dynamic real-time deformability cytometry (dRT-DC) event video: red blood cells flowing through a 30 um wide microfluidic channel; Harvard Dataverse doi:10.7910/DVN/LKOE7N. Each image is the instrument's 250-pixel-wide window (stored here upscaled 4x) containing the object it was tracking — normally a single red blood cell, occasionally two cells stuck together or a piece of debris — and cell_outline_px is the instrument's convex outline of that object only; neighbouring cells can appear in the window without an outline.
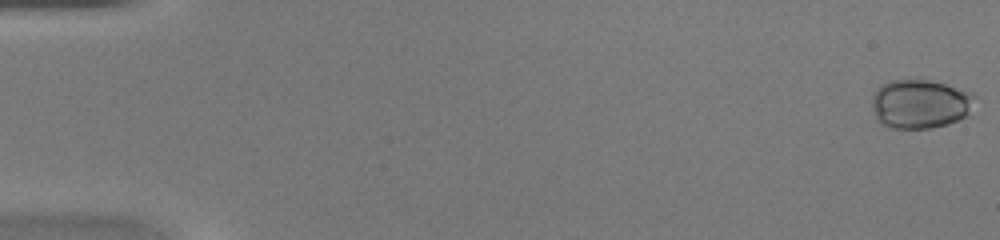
{"species": "common noctule bat (a hibernating species)", "species_latin": "Nyctalus noctula", "temperature_condition": "warm", "stored_images_in_passage": 45, "camera_frame_rate_fps": 3000, "um_per_image_px": 0.085, "animal": {"sex": "female", "body_mass_g": 20.0, "forearm_length_mm": 54.0}, "frame": {"image": 1, "passage_image": 1, "time_ms": 0.0, "image_size_px": [1000, 240], "cell_outline_px": [[972, 96], [968, 116], [948, 124], [932, 128], [892, 128], [880, 124], [876, 120], [872, 108], [872, 96], [880, 84], [892, 80], [916, 76], [972, 92]], "centroid_in_image_um": [78.14, 8.8], "position_along_channel_um": 6.9, "area_um2": 29.88}}
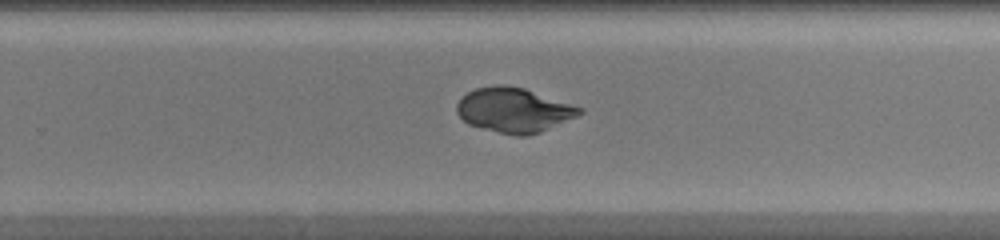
{"frame": {"image": 2, "passage_image": 30, "time_ms": 9.667, "image_size_px": [1000, 240], "cell_outline_px": [[584, 112], [576, 116], [540, 132], [528, 136], [516, 136], [480, 128], [468, 124], [456, 112], [456, 104], [468, 92], [476, 88], [500, 84], [524, 88], [584, 108]], "centroid_in_image_um": [43.67, 9.36], "position_along_channel_um": 286.1, "area_um2": 31.73}}
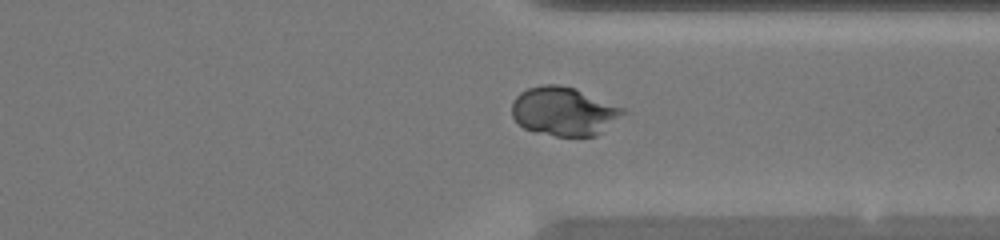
{"frame": {"image": 3, "passage_image": 35, "time_ms": 11.333, "image_size_px": [1000, 240], "cell_outline_px": [[628, 112], [596, 136], [556, 136], [536, 132], [524, 128], [512, 116], [512, 100], [520, 92], [528, 88], [540, 84], [556, 84], [576, 88], [624, 108]], "centroid_in_image_um": [47.93, 9.45], "position_along_channel_um": 363.5, "area_um2": 31.67}}